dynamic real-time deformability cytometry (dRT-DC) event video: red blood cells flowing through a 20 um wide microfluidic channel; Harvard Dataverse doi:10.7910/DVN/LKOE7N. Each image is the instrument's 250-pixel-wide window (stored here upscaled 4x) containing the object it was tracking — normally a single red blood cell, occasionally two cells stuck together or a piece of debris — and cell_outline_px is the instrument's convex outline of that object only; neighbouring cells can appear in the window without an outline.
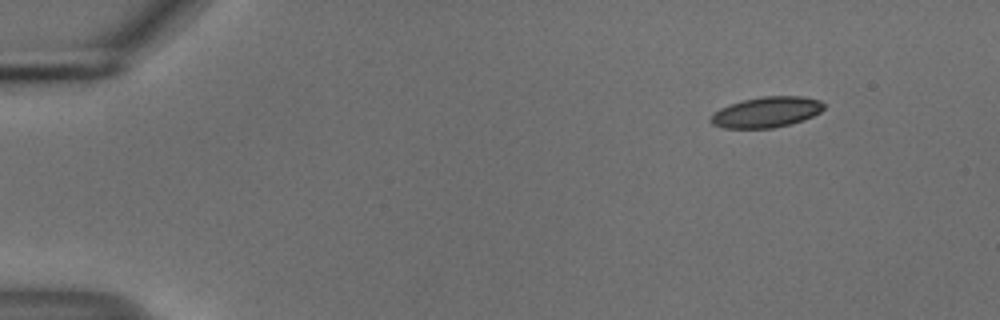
{"species": "common noctule bat (a hibernating species)", "species_latin": "Nyctalus noctula", "temperature_condition": "cold", "stored_images_in_passage": 49, "camera_frame_rate_fps": 3000, "um_per_image_px": 0.085, "animal": {"sex": "male", "body_mass_g": 18.8}, "frame": {"image": 1, "passage_image": 1, "time_ms": 0.0, "image_size_px": [1000, 320], "cell_outline_px": [[824, 108], [820, 112], [804, 120], [772, 128], [724, 128], [712, 124], [708, 120], [708, 116], [720, 108], [744, 100], [764, 96], [804, 96], [820, 100], [824, 104]], "centroid_in_image_um": [65.13, 9.53], "position_along_channel_um": 19.9, "area_um2": 20.17}}
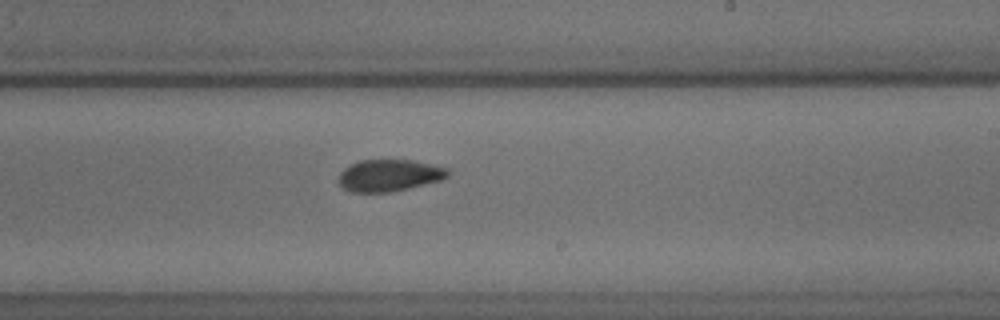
{"frame": {"image": 2, "passage_image": 28, "time_ms": 9.0, "image_size_px": [1000, 320], "cell_outline_px": [[452, 172], [448, 176], [440, 180], [408, 188], [388, 192], [352, 192], [344, 188], [336, 180], [340, 172], [344, 168], [360, 160], [412, 160], [448, 168]], "centroid_in_image_um": [33.07, 14.9], "position_along_channel_um": 255.9, "area_um2": 20.23}}
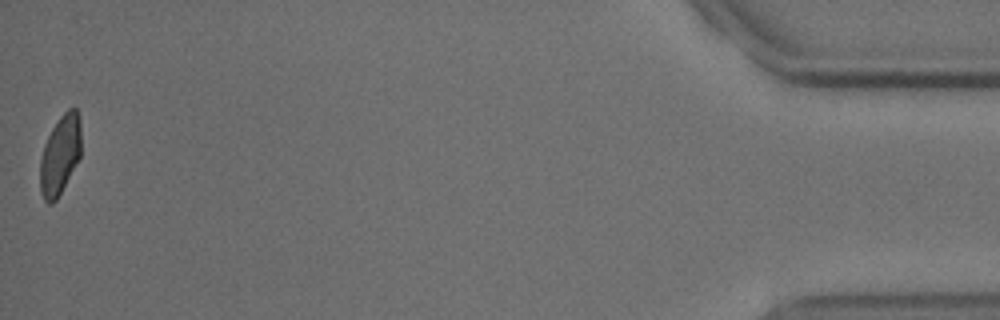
{"frame": {"image": 3, "passage_image": 49, "time_ms": 16.0, "image_size_px": [1000, 320], "cell_outline_px": [[80, 156], [56, 200], [52, 204], [48, 204], [44, 200], [40, 192], [40, 160], [44, 144], [52, 128], [60, 116], [68, 108], [76, 108], [80, 120]], "centroid_in_image_um": [5.09, 13.16], "position_along_channel_um": 430.1, "area_um2": 18.79}, "authors_computed_cell_mechanics": {"area_um2": 20.6924, "velocity_mm_per_s": 3.7259, "shape_relaxation_time_tau1_ms": 3.9123, "shape_relaxation_time_tau2_ms": 2.2574, "deformation_change_tau1": 0.0967, "deformation_change_tau2": 0.067}}